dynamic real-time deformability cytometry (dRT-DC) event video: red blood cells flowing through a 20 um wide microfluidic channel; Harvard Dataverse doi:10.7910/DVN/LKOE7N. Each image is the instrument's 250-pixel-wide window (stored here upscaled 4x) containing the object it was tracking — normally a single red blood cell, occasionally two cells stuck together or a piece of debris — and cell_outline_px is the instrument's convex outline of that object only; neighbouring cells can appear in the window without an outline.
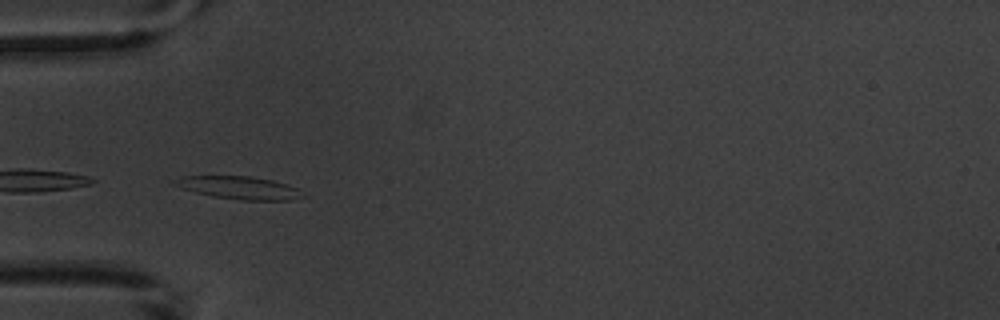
{"species": "common noctule bat (a hibernating species)", "species_latin": "Nyctalus noctula", "temperature_condition": "warm", "stored_images_in_passage": 5, "camera_frame_rate_fps": 3000, "um_per_image_px": 0.085, "animal": {"sex": "male", "body_mass_g": 20.1, "forearm_length_mm": 53.5}, "frame": {"image": 1, "passage_image": 4, "time_ms": 3.667, "image_size_px": [1000, 320], "cell_outline_px": [[304, 196], [288, 200], [240, 200], [212, 196], [180, 188], [168, 184], [172, 180], [180, 176], [252, 176], [272, 180], [296, 188], [304, 192]], "centroid_in_image_um": [20.23, 15.95], "position_along_channel_um": 64.8, "area_um2": 17.11}}